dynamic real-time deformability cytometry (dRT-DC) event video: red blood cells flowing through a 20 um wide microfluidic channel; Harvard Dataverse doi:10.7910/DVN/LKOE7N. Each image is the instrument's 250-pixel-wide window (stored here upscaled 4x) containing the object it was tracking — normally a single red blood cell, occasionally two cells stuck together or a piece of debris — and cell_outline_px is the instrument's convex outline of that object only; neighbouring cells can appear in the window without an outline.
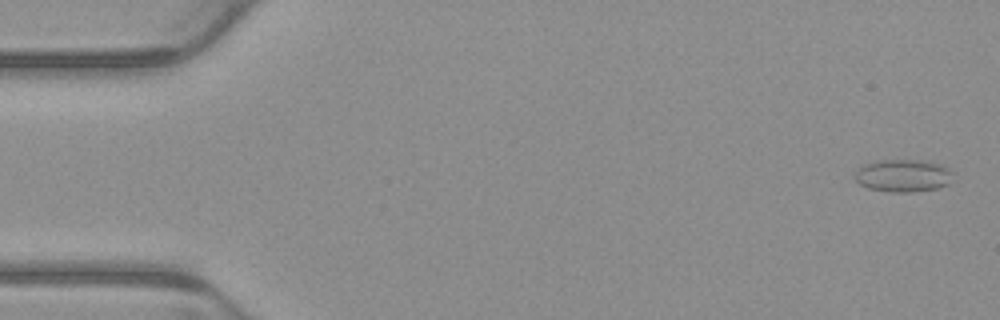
{"species": "common noctule bat (a hibernating species)", "species_latin": "Nyctalus noctula", "temperature_condition": "warm", "stored_images_in_passage": 4, "camera_frame_rate_fps": 3000, "um_per_image_px": 0.085, "animal": {"sex": "male", "body_mass_g": 23.1, "forearm_length_mm": 52.7}, "frame": {"image": 1, "passage_image": 1, "time_ms": 0.0, "image_size_px": [1000, 320], "cell_outline_px": [[956, 172], [948, 184], [936, 188], [912, 192], [888, 192], [868, 188], [860, 184], [852, 176], [864, 164], [876, 160], [928, 160], [944, 164]], "centroid_in_image_um": [76.82, 14.91], "position_along_channel_um": 8.2, "area_um2": 19.07}}